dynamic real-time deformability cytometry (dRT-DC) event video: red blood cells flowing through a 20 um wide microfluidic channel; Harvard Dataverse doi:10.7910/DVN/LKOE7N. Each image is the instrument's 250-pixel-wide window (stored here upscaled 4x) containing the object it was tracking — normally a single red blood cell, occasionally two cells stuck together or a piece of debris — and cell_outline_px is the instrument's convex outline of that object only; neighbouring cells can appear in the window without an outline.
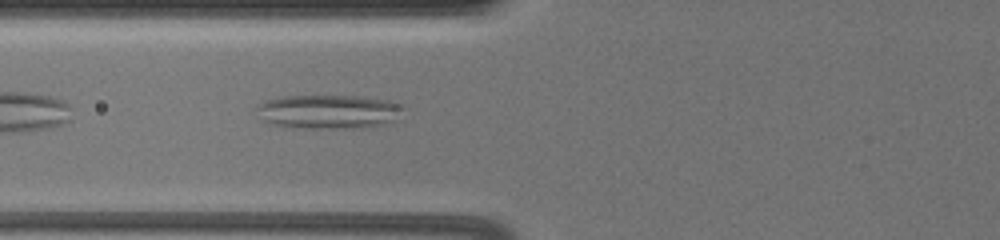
{"species": "common noctule bat (a hibernating species)", "species_latin": "Nyctalus noctula", "temperature_condition": "warm", "stored_images_in_passage": 28, "camera_frame_rate_fps": 3000, "um_per_image_px": 0.085, "animal": {"sex": "female", "body_mass_g": 19.5, "forearm_length_mm": 54.1}, "frame": {"image": 1, "passage_image": 5, "time_ms": 1.333, "image_size_px": [1000, 240], "cell_outline_px": [[404, 108], [388, 120], [380, 124], [336, 128], [304, 128], [276, 124], [260, 120], [256, 108], [260, 104], [268, 100], [288, 96], [360, 96], [388, 100]], "centroid_in_image_um": [27.8, 9.47], "position_along_channel_um": 98.0, "area_um2": 27.86}}
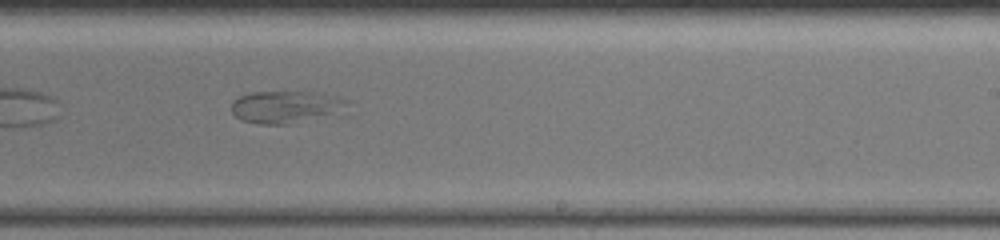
{"frame": {"image": 2, "passage_image": 20, "time_ms": 6.333, "image_size_px": [1000, 240], "cell_outline_px": [[344, 100], [328, 112], [284, 124], [260, 124], [244, 120], [236, 116], [232, 112], [232, 100], [240, 96], [252, 92], [304, 92], [336, 96]], "centroid_in_image_um": [23.97, 9.05], "position_along_channel_um": 265.0, "area_um2": 19.71}}
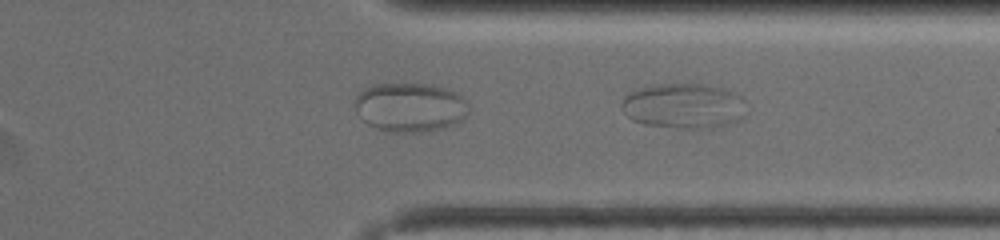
{"frame": {"image": 3, "passage_image": 28, "time_ms": 9.0, "image_size_px": [1000, 240], "cell_outline_px": [[744, 116], [724, 124], [708, 128], [676, 128], [644, 124], [632, 120], [620, 108], [620, 104], [624, 96], [640, 88], [652, 84], [700, 84], [724, 88], [728, 92]], "centroid_in_image_um": [57.88, 9.01], "position_along_channel_um": 353.5, "area_um2": 31.44}}